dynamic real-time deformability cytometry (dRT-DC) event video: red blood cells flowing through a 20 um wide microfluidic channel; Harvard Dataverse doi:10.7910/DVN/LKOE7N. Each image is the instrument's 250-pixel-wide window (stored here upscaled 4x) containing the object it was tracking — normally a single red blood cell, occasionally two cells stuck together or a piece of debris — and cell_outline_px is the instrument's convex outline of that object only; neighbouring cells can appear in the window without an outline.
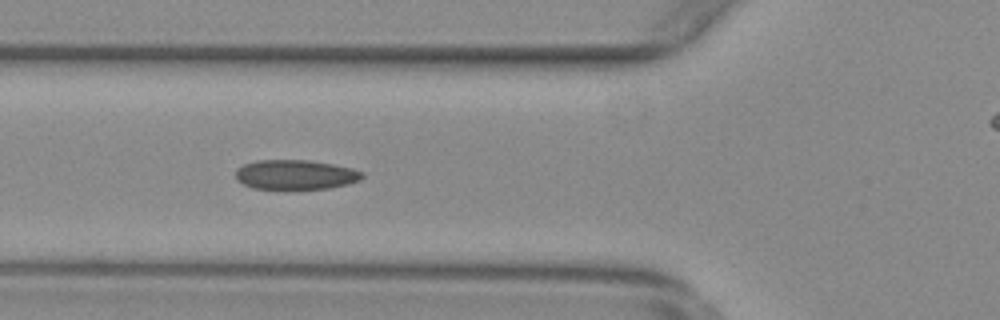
{"species": "common noctule bat (a hibernating species)", "species_latin": "Nyctalus noctula", "temperature_condition": "warm", "stored_images_in_passage": 46, "camera_frame_rate_fps": 3000, "um_per_image_px": 0.085, "animal": {"sex": "female", "body_mass_g": 29.2, "forearm_length_mm": 56.3}, "frame": {"image": 1, "passage_image": 11, "time_ms": 3.333, "image_size_px": [1000, 320], "cell_outline_px": [[364, 176], [360, 180], [348, 184], [328, 188], [300, 192], [284, 192], [252, 188], [236, 180], [236, 168], [244, 164], [256, 160], [308, 160], [332, 164], [352, 168], [364, 172]], "centroid_in_image_um": [25.1, 14.9], "position_along_channel_um": 100.7, "area_um2": 23.06}}
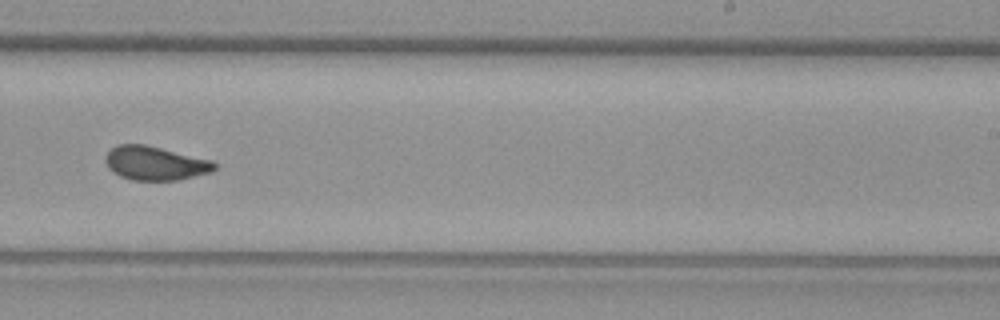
{"frame": {"image": 2, "passage_image": 25, "time_ms": 8.0, "image_size_px": [1000, 320], "cell_outline_px": [[216, 168], [212, 172], [180, 180], [132, 180], [120, 176], [112, 172], [108, 168], [104, 160], [104, 156], [116, 144], [144, 144], [212, 160], [216, 164]], "centroid_in_image_um": [13.17, 13.88], "position_along_channel_um": 275.8, "area_um2": 21.68}}
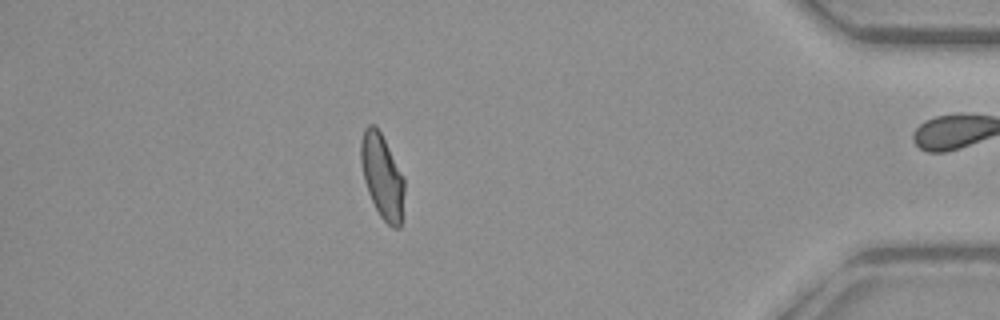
{"frame": {"image": 3, "passage_image": 39, "time_ms": 12.667, "image_size_px": [1000, 320], "cell_outline_px": [[404, 192], [400, 228], [392, 228], [380, 216], [368, 192], [364, 180], [360, 160], [360, 140], [364, 128], [368, 124], [376, 124], [404, 176]], "centroid_in_image_um": [32.47, 14.95], "position_along_channel_um": 402.7, "area_um2": 21.44}, "authors_computed_cell_mechanics": {"area_um2": 21.7617, "velocity_mm_per_s": 3.7527, "shape_relaxation_time_tau1_ms": null, "shape_relaxation_time_tau2_ms": 1.3512, "deformation_change_tau1": null, "deformation_change_tau2": 0.0729}}